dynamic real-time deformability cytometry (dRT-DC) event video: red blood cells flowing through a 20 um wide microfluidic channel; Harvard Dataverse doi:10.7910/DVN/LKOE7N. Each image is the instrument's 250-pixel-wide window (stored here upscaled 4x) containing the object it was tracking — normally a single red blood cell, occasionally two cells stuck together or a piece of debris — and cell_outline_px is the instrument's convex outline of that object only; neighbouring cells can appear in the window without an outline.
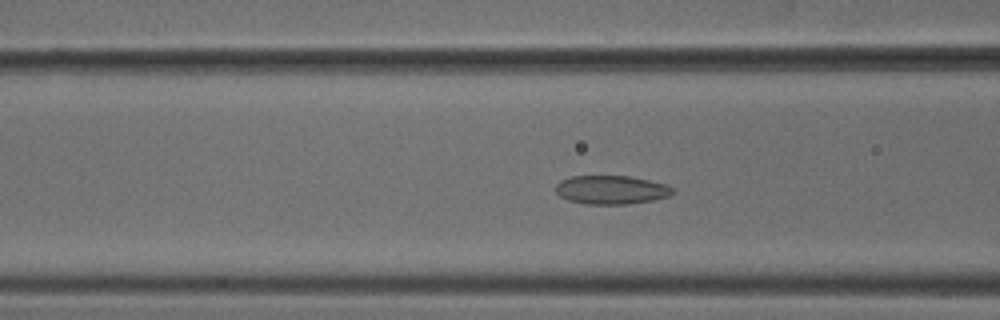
{"species": "common noctule bat (a hibernating species)", "species_latin": "Nyctalus noctula", "temperature_condition": "cold", "stored_images_in_passage": 49, "camera_frame_rate_fps": 3000, "um_per_image_px": 0.085, "animal": {"sex": "male", "body_mass_g": 18.8}, "frame": {"image": 1, "passage_image": 17, "time_ms": 5.333, "image_size_px": [1000, 320], "cell_outline_px": [[676, 192], [668, 196], [652, 200], [628, 204], [584, 204], [568, 200], [560, 196], [556, 192], [556, 184], [560, 180], [572, 176], [628, 176], [668, 184], [676, 188]], "centroid_in_image_um": [51.99, 16.13], "position_along_channel_um": 114.6, "area_um2": 19.71}}
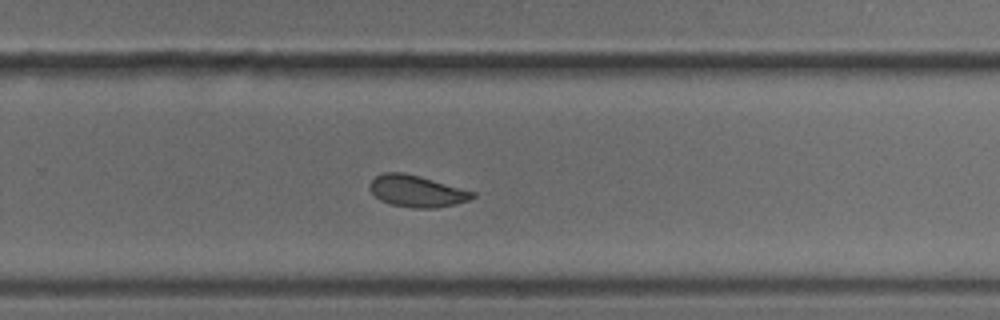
{"frame": {"image": 2, "passage_image": 31, "time_ms": 10.0, "image_size_px": [1000, 320], "cell_outline_px": [[476, 196], [468, 200], [456, 204], [436, 208], [412, 208], [388, 204], [380, 200], [368, 188], [368, 184], [376, 176], [384, 172], [404, 172], [420, 176], [476, 192]], "centroid_in_image_um": [35.41, 16.25], "position_along_channel_um": 294.4, "area_um2": 19.13}}
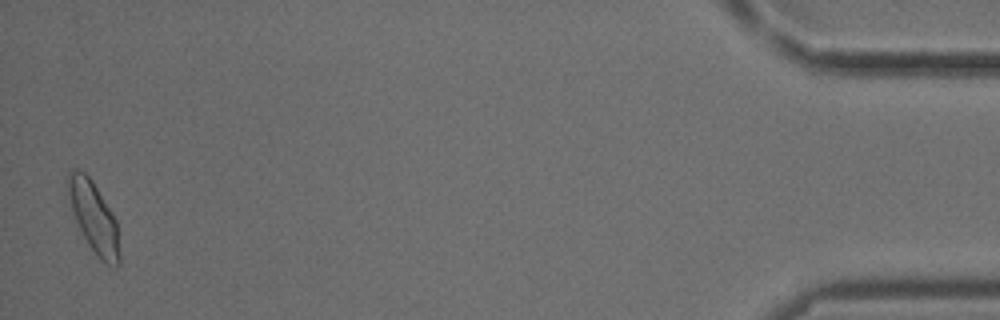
{"frame": {"image": 3, "passage_image": 48, "time_ms": 15.667, "image_size_px": [1000, 320], "cell_outline_px": [[120, 264], [116, 268], [100, 260], [88, 244], [76, 220], [72, 208], [68, 192], [68, 168], [76, 168], [84, 172], [92, 180], [112, 212], [116, 220], [120, 256]], "centroid_in_image_um": [7.99, 18.47], "position_along_channel_um": 427.2, "area_um2": 20.98}, "authors_computed_cell_mechanics": {"area_um2": 19.7098, "velocity_mm_per_s": 3.85, "shape_relaxation_time_tau1_ms": null, "shape_relaxation_time_tau2_ms": 1.7081, "deformation_change_tau1": null, "deformation_change_tau2": 0.0691}}